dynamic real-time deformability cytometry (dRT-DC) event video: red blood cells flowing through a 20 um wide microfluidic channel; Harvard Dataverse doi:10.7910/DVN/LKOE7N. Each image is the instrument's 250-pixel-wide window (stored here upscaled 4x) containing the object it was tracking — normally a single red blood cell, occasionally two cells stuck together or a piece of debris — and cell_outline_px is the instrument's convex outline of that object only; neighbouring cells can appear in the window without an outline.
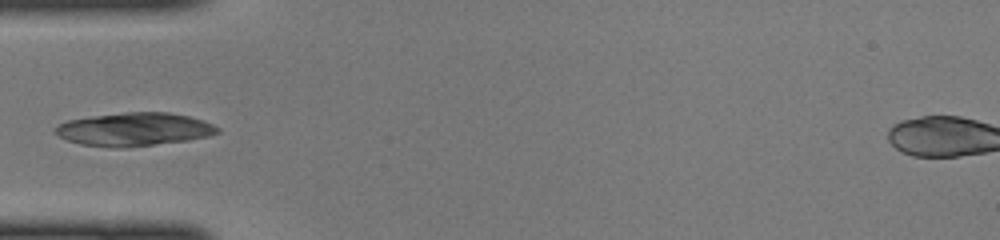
{"species": "common noctule bat (a hibernating species)", "species_latin": "Nyctalus noctula", "temperature_condition": "cold", "stored_images_in_passage": 32, "segment_of_instrument_passage": [1, 2], "camera_frame_rate_fps": 3000, "um_per_image_px": 0.085, "animal": {"sex": "female", "body_mass_g": 22.0, "forearm_length_mm": 56.7}, "frame": {"image": 1, "passage_image": 1, "time_ms": 0.0, "image_size_px": [1000, 240], "cell_outline_px": [[220, 132], [208, 136], [188, 140], [128, 148], [116, 148], [80, 144], [68, 140], [60, 136], [56, 132], [56, 124], [68, 120], [92, 116], [124, 112], [168, 112], [188, 116], [204, 120], [220, 128]], "centroid_in_image_um": [11.43, 10.99], "position_along_channel_um": 73.6, "area_um2": 31.5}}